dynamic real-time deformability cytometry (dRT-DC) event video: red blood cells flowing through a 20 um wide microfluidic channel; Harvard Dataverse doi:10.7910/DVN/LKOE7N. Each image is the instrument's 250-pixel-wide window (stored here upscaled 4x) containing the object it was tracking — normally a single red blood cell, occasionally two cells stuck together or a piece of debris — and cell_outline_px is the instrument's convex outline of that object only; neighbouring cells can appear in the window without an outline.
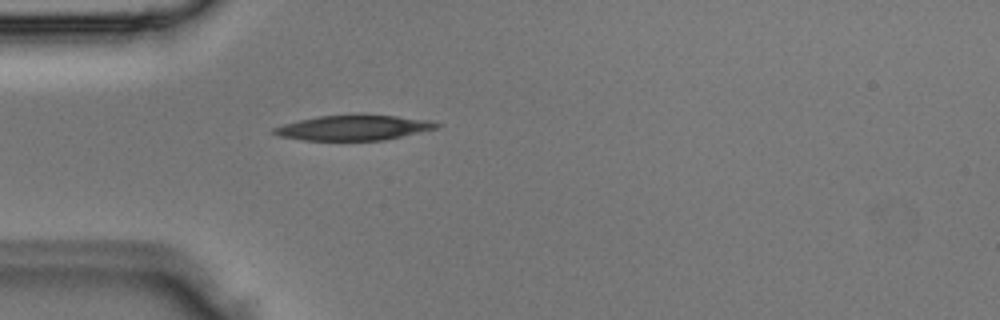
{"species": "Egyptian fruit bat (a non-hibernating species)", "species_latin": "Rousettus aegyptiacus", "temperature_condition": "room temperature", "stored_images_in_passage": 1, "camera_frame_rate_fps": 3000, "um_per_image_px": 0.085, "animal": {"sex": "male"}, "frame": {"image": 1, "passage_image": 1, "time_ms": 0.0, "image_size_px": [1000, 320], "cell_outline_px": [[440, 124], [436, 128], [384, 140], [304, 140], [280, 136], [268, 132], [272, 128], [284, 124], [300, 120], [320, 116], [396, 116], [432, 120]], "centroid_in_image_um": [30.02, 10.87], "position_along_channel_um": 55.0, "area_um2": 23.18}}